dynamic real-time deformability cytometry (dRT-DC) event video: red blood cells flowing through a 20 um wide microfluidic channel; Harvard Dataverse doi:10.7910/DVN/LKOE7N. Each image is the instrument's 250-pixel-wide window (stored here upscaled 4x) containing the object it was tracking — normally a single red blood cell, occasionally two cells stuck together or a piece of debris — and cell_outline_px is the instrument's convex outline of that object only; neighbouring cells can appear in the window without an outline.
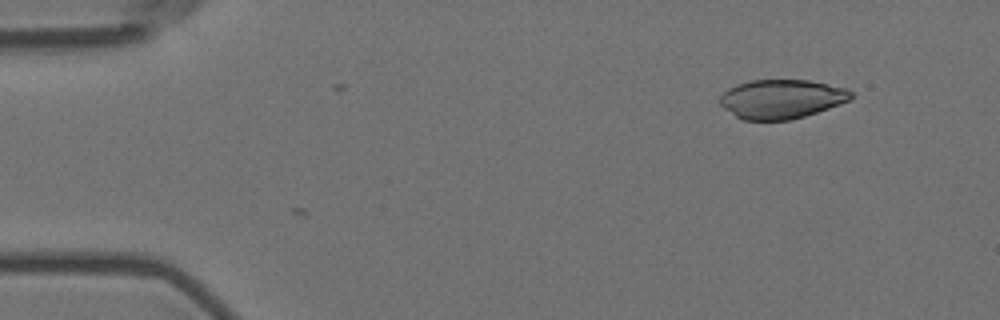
{"species": "Egyptian fruit bat (a non-hibernating species)", "species_latin": "Rousettus aegyptiacus", "temperature_condition": "room temperature", "stored_images_in_passage": 2, "camera_frame_rate_fps": 3000, "um_per_image_px": 0.085, "animal": {"sex": "female"}, "frame": {"image": 1, "passage_image": 1, "time_ms": 0.0, "image_size_px": [1000, 320], "cell_outline_px": [[852, 100], [804, 116], [788, 120], [744, 120], [736, 116], [724, 108], [716, 100], [728, 88], [736, 84], [752, 80], [808, 80], [844, 88], [852, 92]], "centroid_in_image_um": [66.39, 8.41], "position_along_channel_um": 18.6, "area_um2": 29.77}}